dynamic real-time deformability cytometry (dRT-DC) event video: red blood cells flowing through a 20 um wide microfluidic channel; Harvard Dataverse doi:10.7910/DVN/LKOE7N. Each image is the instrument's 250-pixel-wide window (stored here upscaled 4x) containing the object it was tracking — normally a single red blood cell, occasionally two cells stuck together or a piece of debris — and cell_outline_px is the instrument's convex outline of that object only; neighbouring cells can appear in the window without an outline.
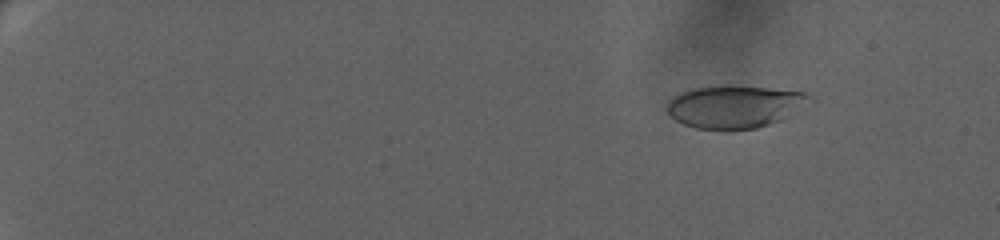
{"species": "human", "species_latin": "Homo sapiens", "temperature_condition": "warm", "stored_images_in_passage": 62, "camera_frame_rate_fps": 3000, "um_per_image_px": 0.085, "donor": {"sex": "female"}, "frame": {"image": 1, "passage_image": 5, "time_ms": 1.333, "image_size_px": [1000, 240], "cell_outline_px": [[816, 100], [784, 120], [756, 128], [728, 132], [724, 132], [696, 128], [684, 124], [676, 120], [668, 112], [668, 104], [676, 96], [692, 88], [724, 84], [804, 92], [812, 96]], "centroid_in_image_um": [62.54, 9.09], "position_along_channel_um": 22.5, "area_um2": 36.18}}
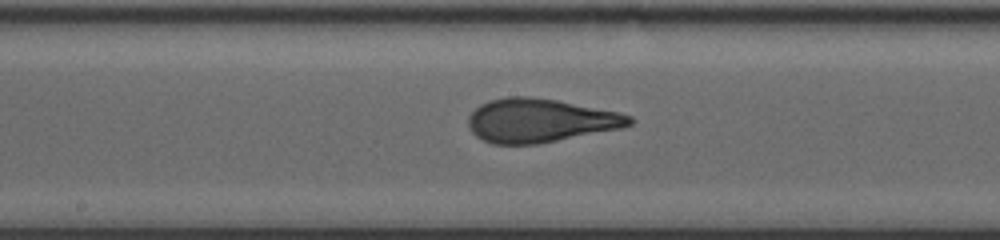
{"frame": {"image": 2, "passage_image": 36, "time_ms": 11.667, "image_size_px": [1000, 240], "cell_outline_px": [[636, 120], [632, 124], [620, 128], [540, 144], [492, 144], [476, 136], [468, 128], [468, 116], [480, 104], [488, 100], [508, 96], [528, 96], [556, 100], [620, 112], [632, 116]], "centroid_in_image_um": [45.9, 10.24], "position_along_channel_um": 202.3, "area_um2": 41.21}}
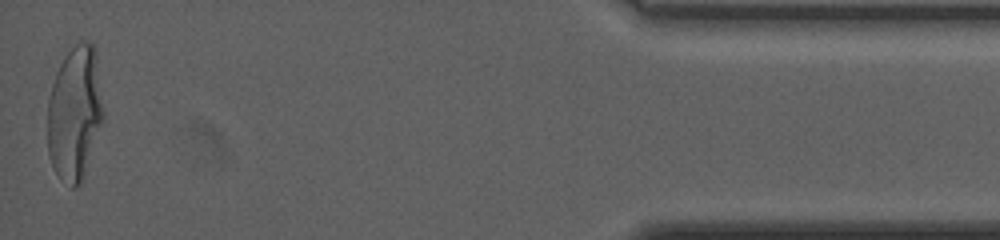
{"frame": {"image": 3, "passage_image": 62, "time_ms": 20.333, "image_size_px": [1000, 240], "cell_outline_px": [[104, 120], [80, 184], [72, 188], [60, 180], [48, 156], [48, 100], [52, 84], [56, 72], [64, 56], [80, 40], [92, 44], [96, 52], [104, 112]], "centroid_in_image_um": [6.36, 9.63], "position_along_channel_um": 428.8, "area_um2": 43.7}, "authors_computed_cell_mechanics": {"area_um2": 39.6797, "velocity_mm_per_s": 3.3362, "shape_relaxation_time_tau1_ms": 8.1337, "shape_relaxation_time_tau2_ms": 0.9236, "deformation_change_tau1": 0.2994, "deformation_change_tau2": 0.0908}}